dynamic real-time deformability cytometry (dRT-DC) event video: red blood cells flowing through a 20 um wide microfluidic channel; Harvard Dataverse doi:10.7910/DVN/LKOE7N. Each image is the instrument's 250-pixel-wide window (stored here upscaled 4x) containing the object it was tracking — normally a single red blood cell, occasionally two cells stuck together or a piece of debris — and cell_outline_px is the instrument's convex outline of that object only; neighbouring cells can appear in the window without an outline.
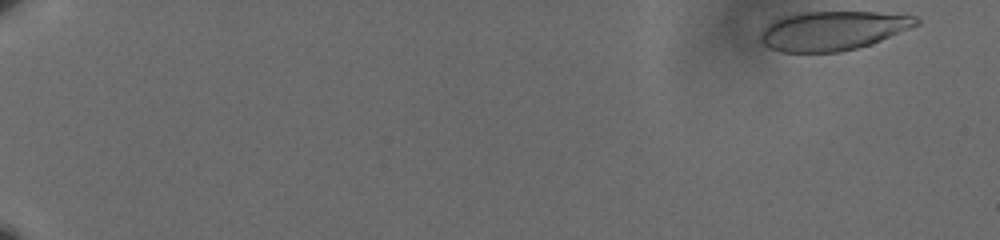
{"species": "human", "species_latin": "Homo sapiens", "temperature_condition": "cold", "stored_images_in_passage": 58, "camera_frame_rate_fps": 3000, "um_per_image_px": 0.085, "donor": {"sex": "male"}, "frame": {"image": 1, "passage_image": 1, "time_ms": 0.0, "image_size_px": [1000, 240], "cell_outline_px": [[920, 24], [880, 40], [856, 48], [840, 52], [780, 52], [768, 48], [760, 40], [760, 32], [772, 20], [784, 16], [800, 12], [876, 12], [916, 16], [920, 20]], "centroid_in_image_um": [70.74, 2.6], "position_along_channel_um": 14.3, "area_um2": 35.49}}
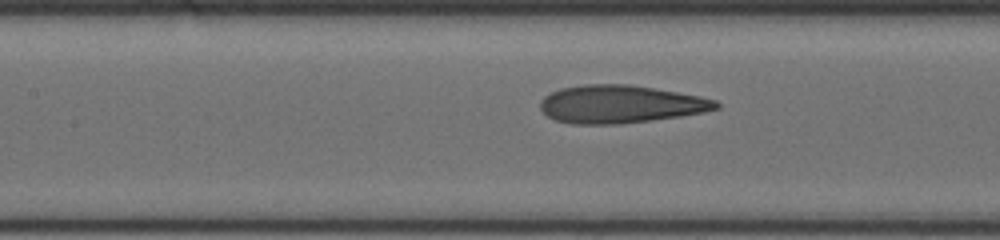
{"frame": {"image": 2, "passage_image": 29, "time_ms": 9.333, "image_size_px": [1000, 240], "cell_outline_px": [[720, 108], [704, 112], [680, 116], [652, 120], [620, 124], [572, 124], [552, 120], [540, 108], [540, 100], [544, 96], [560, 88], [584, 84], [628, 84], [700, 96], [716, 100], [720, 104]], "centroid_in_image_um": [52.71, 8.86], "position_along_channel_um": 154.7, "area_um2": 38.9}}
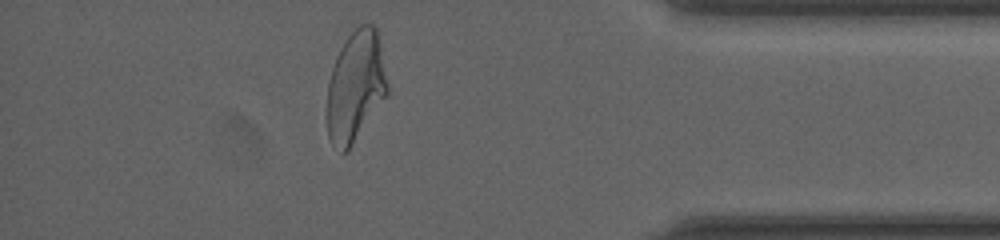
{"frame": {"image": 3, "passage_image": 52, "time_ms": 17.0, "image_size_px": [1000, 240], "cell_outline_px": [[388, 92], [348, 152], [340, 152], [332, 144], [328, 136], [324, 116], [328, 84], [332, 68], [336, 56], [340, 48], [348, 36], [360, 24], [372, 24], [376, 28], [380, 44], [388, 84]], "centroid_in_image_um": [30.17, 7.39], "position_along_channel_um": 405.0, "area_um2": 39.3}, "authors_computed_cell_mechanics": {"area_um2": 37.8012, "velocity_mm_per_s": 3.5861, "shape_relaxation_time_tau1_ms": 5.9738, "shape_relaxation_time_tau2_ms": 1.1179, "deformation_change_tau1": 0.2375, "deformation_change_tau2": 0.0941}}